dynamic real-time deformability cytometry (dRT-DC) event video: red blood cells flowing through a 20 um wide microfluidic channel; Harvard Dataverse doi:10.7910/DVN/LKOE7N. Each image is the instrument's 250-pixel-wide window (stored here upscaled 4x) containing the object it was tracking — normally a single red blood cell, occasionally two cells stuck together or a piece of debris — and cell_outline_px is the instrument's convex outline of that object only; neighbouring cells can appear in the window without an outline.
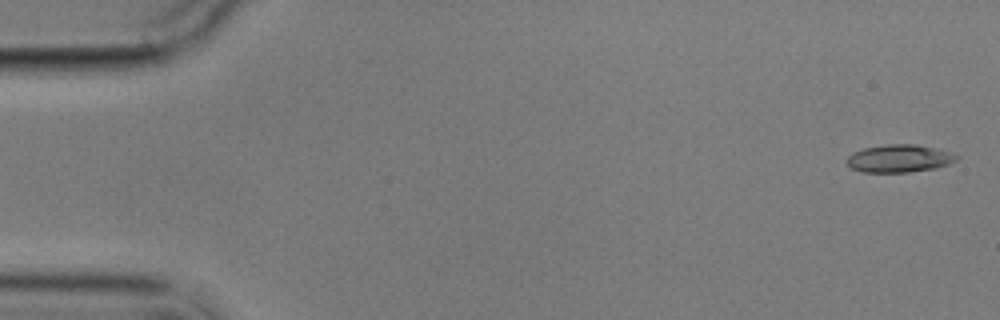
{"species": "common noctule bat (a hibernating species)", "species_latin": "Nyctalus noctula", "temperature_condition": "cold", "stored_images_in_passage": 5, "camera_frame_rate_fps": 3000, "um_per_image_px": 0.085, "animal": {"sex": "male", "body_mass_g": 17.9}, "frame": {"image": 1, "passage_image": 1, "time_ms": 0.0, "image_size_px": [1000, 320], "cell_outline_px": [[960, 156], [956, 160], [948, 164], [936, 168], [908, 172], [860, 172], [852, 168], [844, 160], [852, 152], [864, 148], [888, 144], [916, 144], [948, 152]], "centroid_in_image_um": [76.39, 13.47], "position_along_channel_um": 8.6, "area_um2": 17.63}}
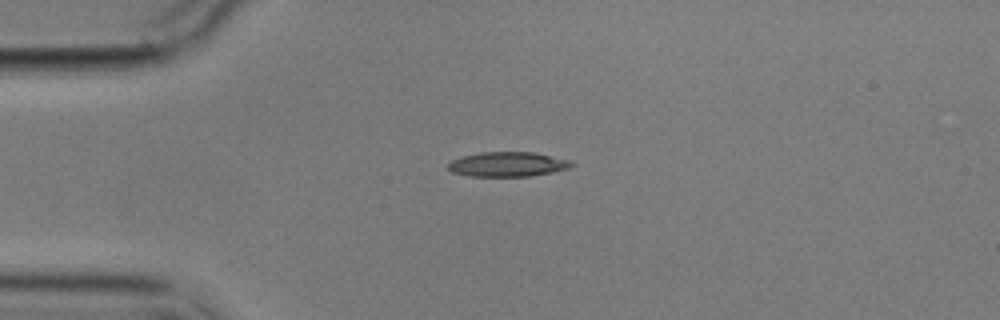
{"frame": {"image": 2, "passage_image": 4, "time_ms": 4.0, "image_size_px": [1000, 320], "cell_outline_px": [[576, 164], [568, 168], [552, 172], [528, 176], [468, 176], [452, 172], [448, 168], [448, 164], [452, 160], [464, 156], [480, 152], [532, 152], [572, 160]], "centroid_in_image_um": [43.17, 13.96], "position_along_channel_um": 41.8, "area_um2": 17.69}}